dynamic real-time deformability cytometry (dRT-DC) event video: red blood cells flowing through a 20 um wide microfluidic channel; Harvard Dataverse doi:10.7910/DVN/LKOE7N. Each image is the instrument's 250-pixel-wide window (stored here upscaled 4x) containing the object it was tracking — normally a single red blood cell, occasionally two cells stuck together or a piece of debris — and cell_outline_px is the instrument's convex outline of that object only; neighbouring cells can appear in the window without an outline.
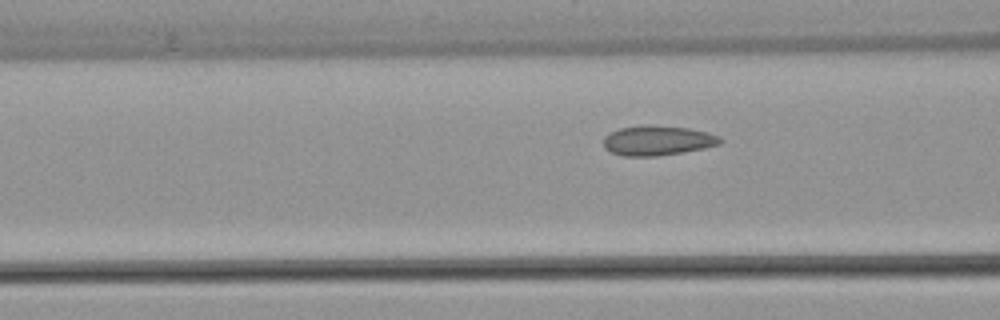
{"species": "common noctule bat (a hibernating species)", "species_latin": "Nyctalus noctula", "temperature_condition": "warm", "stored_images_in_passage": 6, "camera_frame_rate_fps": 3000, "um_per_image_px": 0.085, "animal": {"sex": "female", "body_mass_g": 22.7, "forearm_length_mm": 54.2}, "frame": {"image": 1, "passage_image": 5, "time_ms": 1.333, "image_size_px": [1000, 320], "cell_outline_px": [[724, 140], [720, 144], [704, 148], [684, 152], [656, 156], [624, 156], [612, 152], [604, 148], [604, 136], [620, 128], [644, 124], [652, 124], [688, 128], [708, 132], [720, 136]], "centroid_in_image_um": [55.92, 11.93], "position_along_channel_um": 110.7, "area_um2": 20.46}}